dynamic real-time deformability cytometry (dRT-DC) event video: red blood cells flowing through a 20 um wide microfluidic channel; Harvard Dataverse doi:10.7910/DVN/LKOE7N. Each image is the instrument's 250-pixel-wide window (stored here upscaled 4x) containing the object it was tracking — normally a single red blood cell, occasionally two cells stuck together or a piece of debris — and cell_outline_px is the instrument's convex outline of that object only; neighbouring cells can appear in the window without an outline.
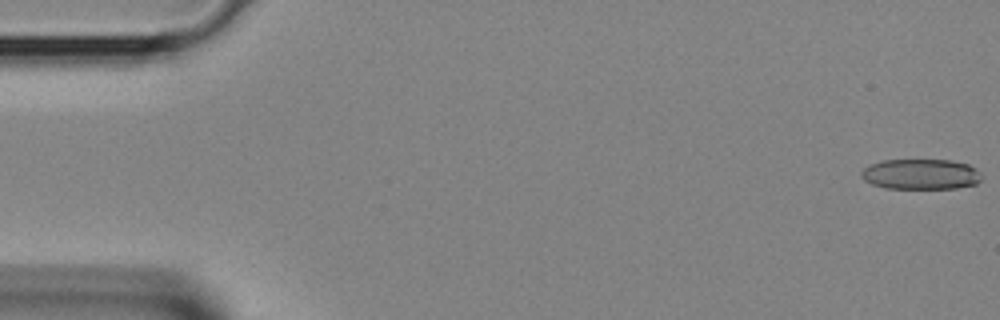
{"species": "Egyptian fruit bat (a non-hibernating species)", "species_latin": "Rousettus aegyptiacus", "temperature_condition": "room temperature", "stored_images_in_passage": 38, "camera_frame_rate_fps": 3000, "um_per_image_px": 0.085, "animal": {"sex": "female"}, "frame": {"image": 1, "passage_image": 1, "time_ms": 0.0, "image_size_px": [1000, 320], "cell_outline_px": [[980, 180], [976, 184], [956, 188], [884, 188], [872, 184], [864, 180], [860, 176], [860, 172], [868, 164], [880, 160], [952, 160], [968, 164], [976, 168], [980, 172]], "centroid_in_image_um": [78.23, 14.8], "position_along_channel_um": 6.8, "area_um2": 21.5}}
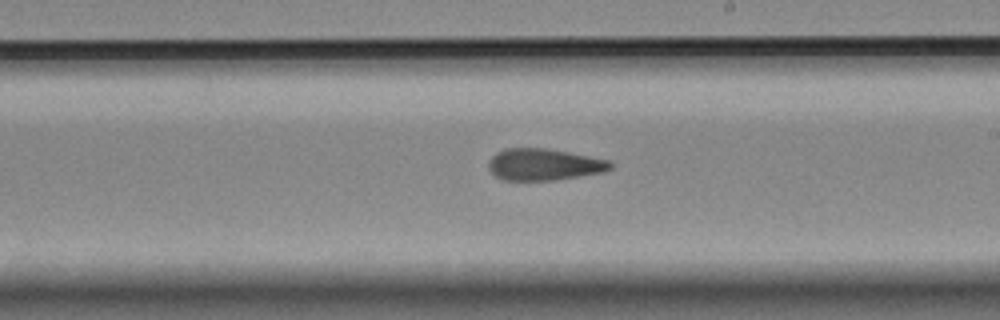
{"frame": {"image": 2, "passage_image": 22, "time_ms": 7.0, "image_size_px": [1000, 320], "cell_outline_px": [[612, 168], [604, 172], [556, 180], [504, 180], [496, 176], [488, 168], [488, 160], [496, 152], [504, 148], [544, 148], [568, 152], [608, 160], [612, 164]], "centroid_in_image_um": [46.21, 13.98], "position_along_channel_um": 242.8, "area_um2": 22.48}}
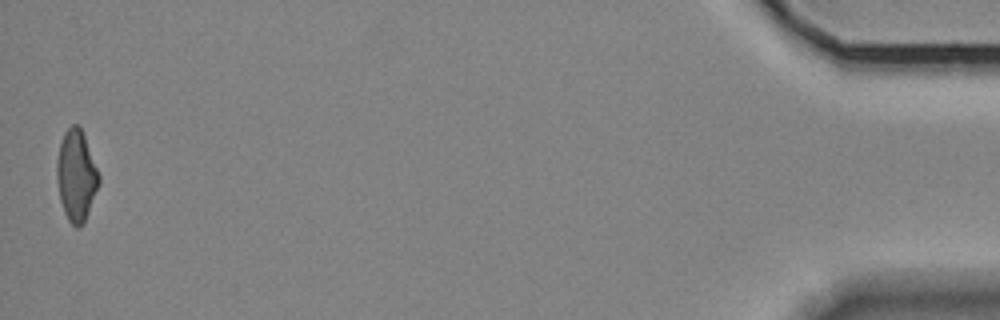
{"frame": {"image": 3, "passage_image": 38, "time_ms": 12.333, "image_size_px": [1000, 320], "cell_outline_px": [[100, 184], [84, 224], [80, 228], [76, 228], [68, 220], [64, 212], [60, 200], [56, 176], [56, 160], [60, 144], [64, 132], [72, 124], [76, 124], [80, 128], [84, 136], [100, 176]], "centroid_in_image_um": [6.48, 14.97], "position_along_channel_um": 428.7, "area_um2": 22.43}}